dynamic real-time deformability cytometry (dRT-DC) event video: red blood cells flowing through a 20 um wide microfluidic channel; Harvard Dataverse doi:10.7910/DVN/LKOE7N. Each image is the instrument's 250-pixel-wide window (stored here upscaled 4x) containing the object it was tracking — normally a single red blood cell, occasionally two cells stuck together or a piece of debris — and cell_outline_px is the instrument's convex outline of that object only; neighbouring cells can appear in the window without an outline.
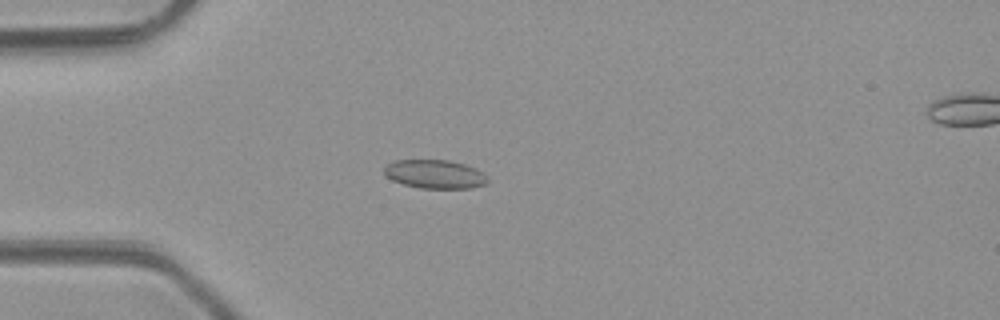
{"species": "common noctule bat (a hibernating species)", "species_latin": "Nyctalus noctula", "temperature_condition": "room temperature", "stored_images_in_passage": 5, "camera_frame_rate_fps": 3000, "um_per_image_px": 0.085, "animal": {"sex": "male", "body_mass_g": 23.1, "forearm_length_mm": 52.7}, "frame": {"image": 1, "passage_image": 4, "time_ms": 4.333, "image_size_px": [1000, 320], "cell_outline_px": [[488, 180], [484, 184], [468, 188], [420, 188], [404, 184], [392, 180], [384, 172], [384, 168], [392, 160], [448, 160], [464, 164], [476, 168], [488, 176]], "centroid_in_image_um": [36.97, 14.79], "position_along_channel_um": 48.0, "area_um2": 17.17}}